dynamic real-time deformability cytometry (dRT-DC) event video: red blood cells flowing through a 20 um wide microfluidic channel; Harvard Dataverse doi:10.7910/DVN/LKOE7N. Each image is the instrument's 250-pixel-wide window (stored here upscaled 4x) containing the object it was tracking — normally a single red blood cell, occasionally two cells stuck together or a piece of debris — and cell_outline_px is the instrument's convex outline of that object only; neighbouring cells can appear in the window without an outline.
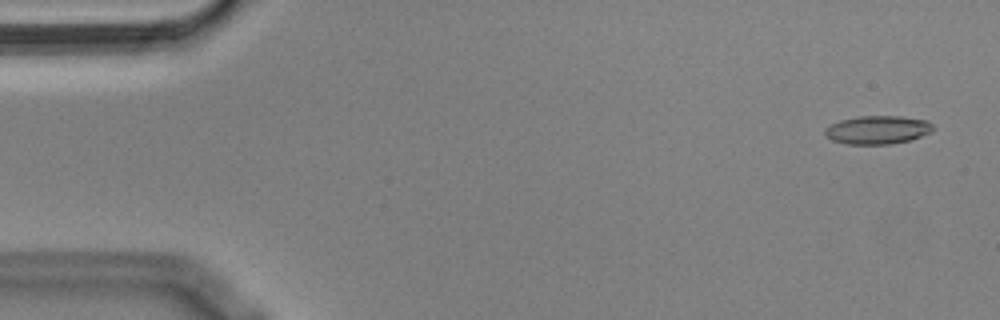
{"species": "Egyptian fruit bat (a non-hibernating species)", "species_latin": "Rousettus aegyptiacus", "temperature_condition": "cold", "stored_images_in_passage": 55, "camera_frame_rate_fps": 3000, "um_per_image_px": 0.085, "animal": {"sex": "male"}, "frame": {"image": 1, "passage_image": 3, "time_ms": 0.667, "image_size_px": [1000, 320], "cell_outline_px": [[932, 132], [912, 140], [892, 144], [848, 144], [832, 140], [824, 132], [824, 128], [840, 120], [860, 116], [900, 116], [928, 120], [932, 124]], "centroid_in_image_um": [74.63, 11.04], "position_along_channel_um": 10.4, "area_um2": 17.92}}
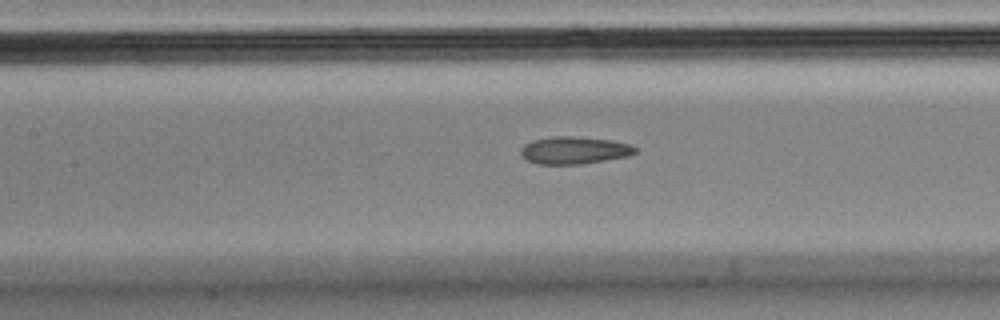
{"frame": {"image": 2, "passage_image": 25, "time_ms": 8.0, "image_size_px": [1000, 320], "cell_outline_px": [[636, 152], [628, 156], [580, 164], [540, 164], [528, 160], [520, 152], [520, 148], [524, 144], [532, 140], [552, 136], [572, 136], [608, 140], [632, 144], [636, 148]], "centroid_in_image_um": [48.8, 12.76], "position_along_channel_um": 158.6, "area_um2": 18.09}}
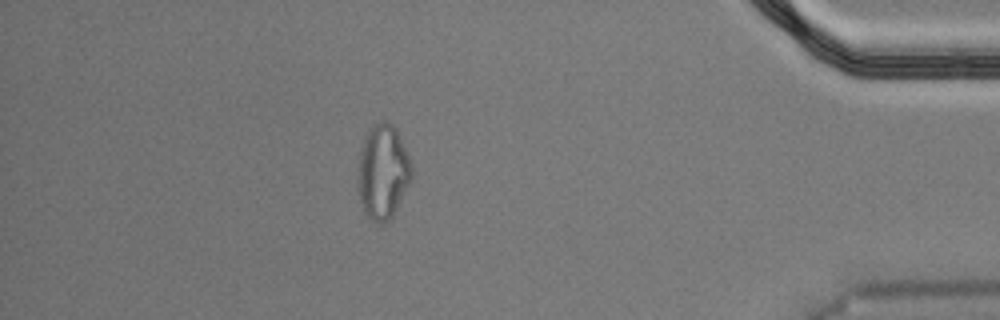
{"frame": {"image": 3, "passage_image": 49, "time_ms": 16.0, "image_size_px": [1000, 320], "cell_outline_px": [[412, 180], [392, 216], [388, 220], [380, 224], [372, 220], [368, 216], [360, 200], [356, 184], [360, 152], [364, 136], [368, 128], [380, 120], [384, 120], [392, 124], [396, 128], [408, 156], [412, 168]], "centroid_in_image_um": [32.53, 14.58], "position_along_channel_um": 402.7, "area_um2": 29.71}}